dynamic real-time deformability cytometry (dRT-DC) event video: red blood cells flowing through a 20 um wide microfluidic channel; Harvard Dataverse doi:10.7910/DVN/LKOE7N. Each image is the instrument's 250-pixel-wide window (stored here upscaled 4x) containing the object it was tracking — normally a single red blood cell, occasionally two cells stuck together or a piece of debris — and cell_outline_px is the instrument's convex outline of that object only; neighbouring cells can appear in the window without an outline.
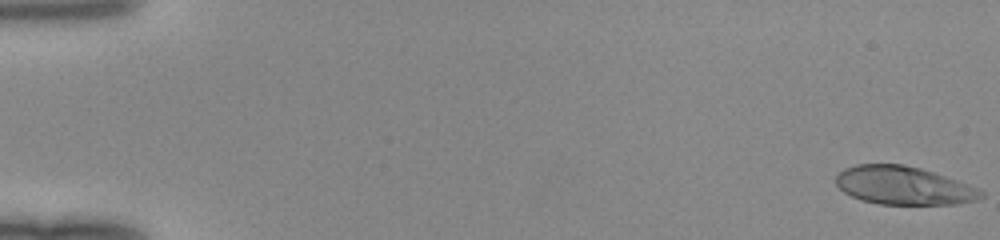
{"species": "human", "species_latin": "Homo sapiens", "temperature_condition": "room temperature", "stored_images_in_passage": 50, "camera_frame_rate_fps": 3000, "um_per_image_px": 0.085, "donor": {"sex": "female"}, "frame": {"image": 1, "passage_image": 1, "time_ms": 0.0, "image_size_px": [1000, 240], "cell_outline_px": [[984, 196], [976, 200], [956, 204], [880, 204], [860, 200], [844, 192], [836, 184], [836, 176], [844, 168], [856, 164], [904, 164], [920, 168], [968, 184], [984, 192]], "centroid_in_image_um": [76.78, 15.77], "position_along_channel_um": 8.2, "area_um2": 32.19}}
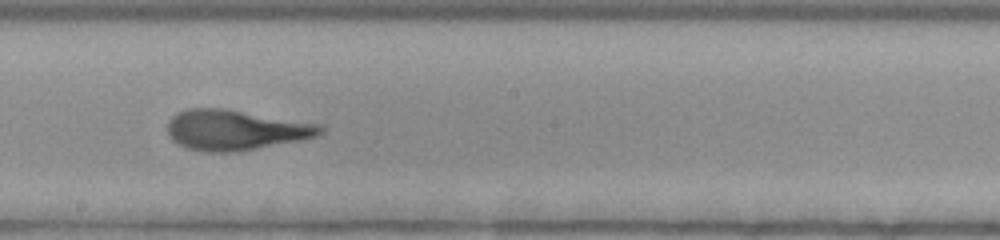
{"frame": {"image": 2, "passage_image": 29, "time_ms": 9.333, "image_size_px": [1000, 240], "cell_outline_px": [[324, 132], [316, 136], [300, 140], [256, 148], [232, 152], [208, 152], [188, 148], [176, 144], [168, 136], [168, 120], [176, 112], [188, 108], [224, 108], [324, 124]], "centroid_in_image_um": [20.01, 11.03], "position_along_channel_um": 228.2, "area_um2": 36.13}}
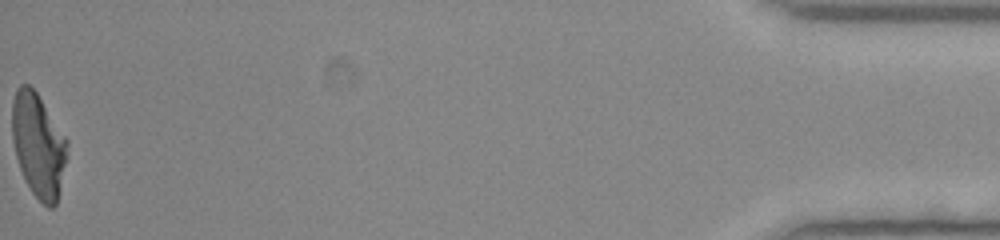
{"frame": {"image": 3, "passage_image": 50, "time_ms": 16.333, "image_size_px": [1000, 240], "cell_outline_px": [[68, 144], [60, 188], [56, 204], [52, 208], [48, 208], [32, 192], [24, 180], [16, 156], [12, 140], [12, 100], [16, 88], [20, 84], [28, 84], [36, 92], [68, 140]], "centroid_in_image_um": [3.23, 12.32], "position_along_channel_um": 432.0, "area_um2": 33.12}}